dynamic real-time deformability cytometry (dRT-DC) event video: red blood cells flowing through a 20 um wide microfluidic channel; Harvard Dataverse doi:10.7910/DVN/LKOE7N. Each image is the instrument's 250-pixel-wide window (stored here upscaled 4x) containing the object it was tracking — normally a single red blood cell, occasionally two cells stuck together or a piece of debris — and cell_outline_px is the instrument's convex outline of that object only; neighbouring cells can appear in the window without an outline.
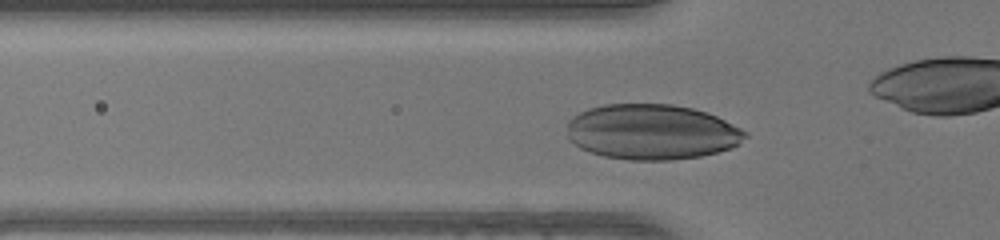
{"species": "human", "species_latin": "Homo sapiens", "temperature_condition": "warm", "stored_images_in_passage": 35, "camera_frame_rate_fps": 3000, "um_per_image_px": 0.085, "donor": {"sex": "female"}, "frame": {"image": 1, "passage_image": 12, "time_ms": 3.667, "image_size_px": [1000, 240], "cell_outline_px": [[748, 136], [740, 144], [716, 152], [700, 156], [672, 160], [628, 160], [604, 156], [580, 148], [568, 140], [568, 120], [572, 116], [588, 108], [604, 104], [672, 104], [692, 108], [708, 112], [748, 132]], "centroid_in_image_um": [55.39, 11.21], "position_along_channel_um": 70.4, "area_um2": 57.63}}
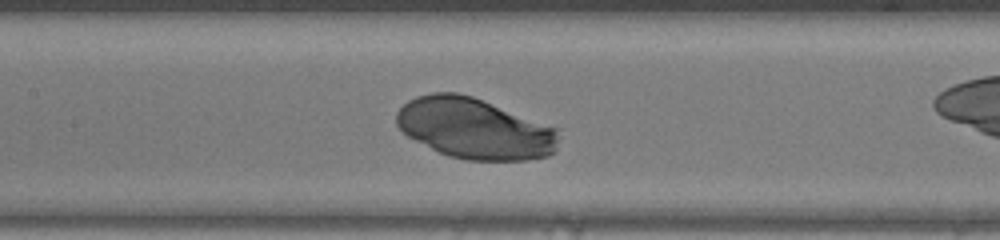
{"frame": {"image": 2, "passage_image": 19, "time_ms": 6.0, "image_size_px": [1000, 240], "cell_outline_px": [[560, 128], [556, 148], [548, 156], [528, 160], [468, 160], [448, 156], [408, 136], [396, 124], [396, 112], [408, 100], [416, 96], [432, 92], [456, 92], [472, 96]], "centroid_in_image_um": [40.37, 10.91], "position_along_channel_um": 167.0, "area_um2": 57.51}}
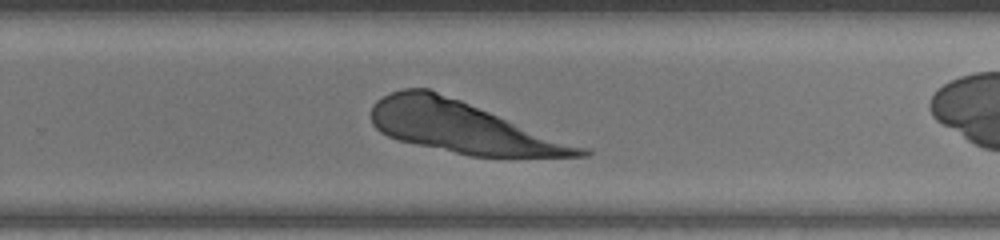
{"frame": {"image": 3, "passage_image": 28, "time_ms": 9.0, "image_size_px": [1000, 240], "cell_outline_px": [[592, 152], [588, 156], [472, 156], [396, 140], [380, 132], [372, 124], [372, 104], [376, 100], [392, 92], [404, 88], [428, 88], [592, 148]], "centroid_in_image_um": [39.39, 10.81], "position_along_channel_um": 290.4, "area_um2": 62.66}}